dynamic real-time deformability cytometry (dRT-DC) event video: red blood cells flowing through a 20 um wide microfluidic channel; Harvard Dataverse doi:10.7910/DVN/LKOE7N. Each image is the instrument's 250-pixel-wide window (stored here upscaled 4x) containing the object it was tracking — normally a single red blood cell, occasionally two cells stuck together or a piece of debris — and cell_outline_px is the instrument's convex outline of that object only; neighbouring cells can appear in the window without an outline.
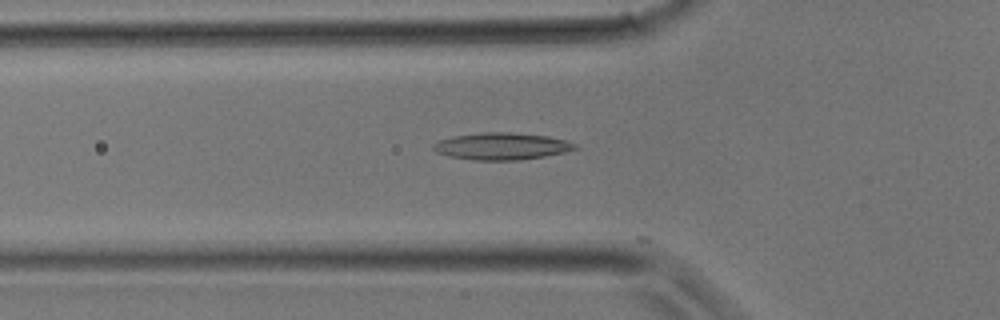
{"species": "common noctule bat (a hibernating species)", "species_latin": "Nyctalus noctula", "temperature_condition": "room temperature", "stored_images_in_passage": 27, "camera_frame_rate_fps": 3000, "um_per_image_px": 0.085, "animal": {"sex": "male", "body_mass_g": 17.9}, "frame": {"image": 1, "passage_image": 5, "time_ms": 1.333, "image_size_px": [1000, 320], "cell_outline_px": [[580, 148], [564, 152], [544, 156], [520, 160], [472, 160], [448, 156], [436, 152], [432, 148], [432, 144], [440, 140], [452, 136], [484, 132], [508, 132], [548, 136], [564, 140], [576, 144]], "centroid_in_image_um": [42.62, 12.43], "position_along_channel_um": 83.2, "area_um2": 22.31}}
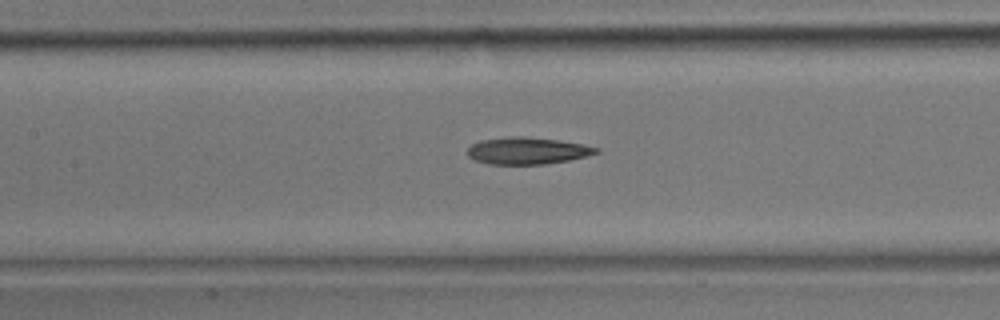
{"frame": {"image": 2, "passage_image": 9, "time_ms": 2.667, "image_size_px": [1000, 320], "cell_outline_px": [[600, 152], [568, 160], [544, 164], [488, 164], [476, 160], [468, 156], [468, 148], [472, 144], [480, 140], [512, 136], [524, 136], [556, 140], [584, 144], [600, 148]], "centroid_in_image_um": [44.82, 12.81], "position_along_channel_um": 162.6, "area_um2": 20.06}}
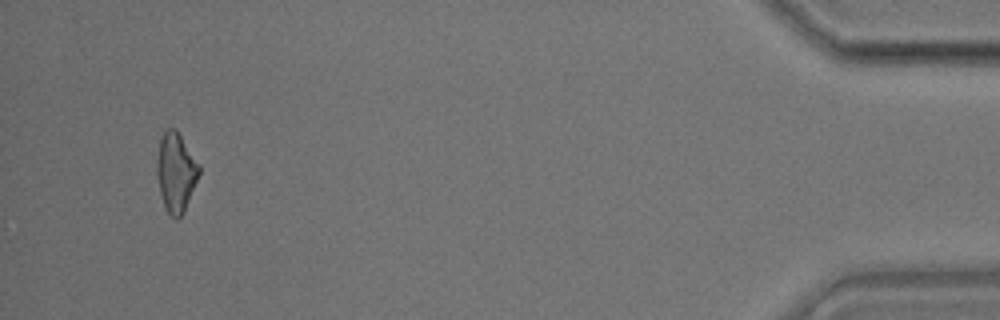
{"frame": {"image": 3, "passage_image": 26, "time_ms": 8.333, "image_size_px": [1000, 320], "cell_outline_px": [[200, 172], [184, 212], [176, 220], [164, 208], [156, 176], [156, 160], [160, 136], [164, 128], [176, 128], [200, 164]], "centroid_in_image_um": [14.93, 14.59], "position_along_channel_um": 420.3, "area_um2": 19.83}}